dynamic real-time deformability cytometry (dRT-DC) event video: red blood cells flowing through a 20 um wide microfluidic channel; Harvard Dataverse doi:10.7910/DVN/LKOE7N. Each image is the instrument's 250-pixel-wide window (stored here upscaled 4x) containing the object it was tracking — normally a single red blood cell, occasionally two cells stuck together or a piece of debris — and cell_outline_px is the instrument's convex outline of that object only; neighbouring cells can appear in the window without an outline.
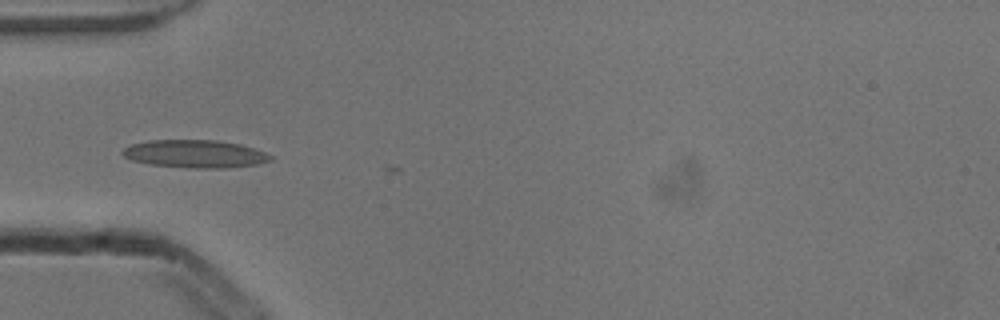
{"species": "common noctule bat (a hibernating species)", "species_latin": "Nyctalus noctula", "temperature_condition": "cold", "stored_images_in_passage": 4, "camera_frame_rate_fps": 3000, "um_per_image_px": 0.085, "animal": {"sex": "male", "body_mass_g": 13.3}, "frame": {"image": 1, "passage_image": 3, "time_ms": 0.667, "image_size_px": [1000, 320], "cell_outline_px": [[272, 160], [256, 164], [228, 168], [192, 168], [148, 164], [132, 160], [124, 156], [120, 152], [124, 148], [132, 144], [148, 140], [216, 140], [240, 144], [264, 152], [272, 156]], "centroid_in_image_um": [16.55, 13.08], "position_along_channel_um": 68.4, "area_um2": 23.93}}